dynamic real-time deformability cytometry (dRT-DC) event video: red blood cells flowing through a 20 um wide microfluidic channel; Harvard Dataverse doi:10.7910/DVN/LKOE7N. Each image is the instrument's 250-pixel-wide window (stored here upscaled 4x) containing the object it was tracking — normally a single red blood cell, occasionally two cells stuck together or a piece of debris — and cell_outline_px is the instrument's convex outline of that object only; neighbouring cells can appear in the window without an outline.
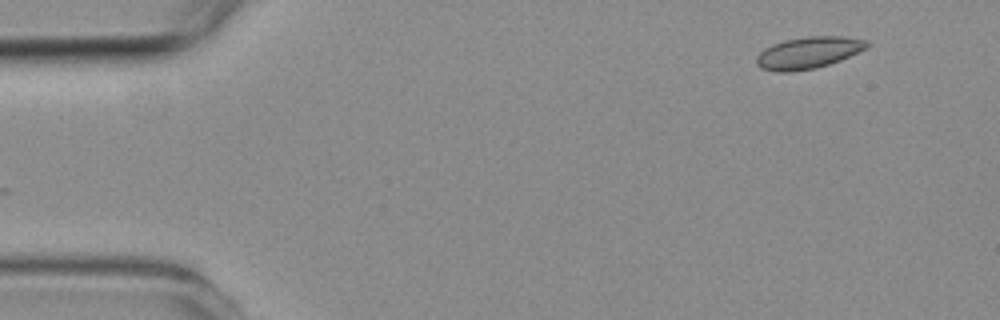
{"species": "common noctule bat (a hibernating species)", "species_latin": "Nyctalus noctula", "temperature_condition": "room temperature", "stored_images_in_passage": 2, "camera_frame_rate_fps": 3000, "um_per_image_px": 0.085, "animal": {"sex": "female", "body_mass_g": 19.3, "forearm_length_mm": 54.1}, "frame": {"image": 1, "passage_image": 1, "time_ms": 0.0, "image_size_px": [1000, 320], "cell_outline_px": [[868, 48], [840, 60], [816, 68], [792, 72], [776, 72], [760, 68], [756, 64], [756, 56], [764, 48], [772, 44], [784, 40], [808, 36], [840, 36], [868, 40]], "centroid_in_image_um": [68.68, 4.48], "position_along_channel_um": 16.3, "area_um2": 20.58}}